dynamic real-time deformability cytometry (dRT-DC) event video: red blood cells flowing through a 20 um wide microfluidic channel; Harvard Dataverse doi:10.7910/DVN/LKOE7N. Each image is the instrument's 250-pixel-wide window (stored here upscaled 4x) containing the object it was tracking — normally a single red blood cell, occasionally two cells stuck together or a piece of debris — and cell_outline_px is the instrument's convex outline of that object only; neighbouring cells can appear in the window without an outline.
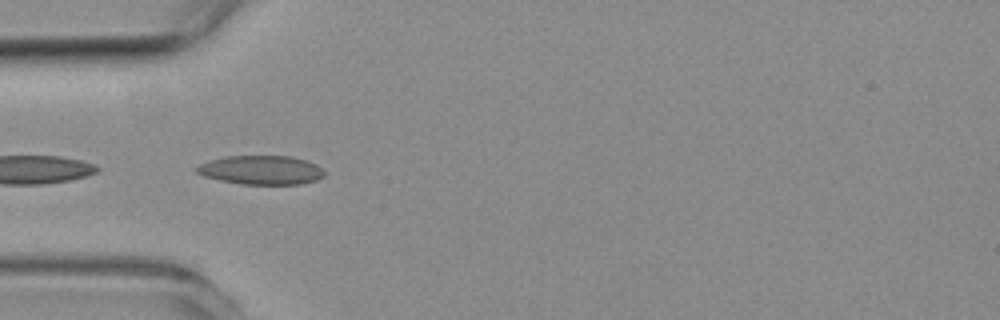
{"species": "common noctule bat (a hibernating species)", "species_latin": "Nyctalus noctula", "temperature_condition": "room temperature", "stored_images_in_passage": 2, "camera_frame_rate_fps": 3000, "um_per_image_px": 0.085, "animal": {"sex": "female", "body_mass_g": 19.3, "forearm_length_mm": 54.1}, "frame": {"image": 1, "passage_image": 1, "time_ms": 0.0, "image_size_px": [1000, 320], "cell_outline_px": [[324, 176], [316, 180], [300, 184], [240, 184], [220, 180], [204, 176], [196, 172], [196, 168], [200, 164], [212, 160], [228, 156], [292, 156], [316, 164], [324, 172]], "centroid_in_image_um": [22.21, 14.46], "position_along_channel_um": 62.8, "area_um2": 21.33}}